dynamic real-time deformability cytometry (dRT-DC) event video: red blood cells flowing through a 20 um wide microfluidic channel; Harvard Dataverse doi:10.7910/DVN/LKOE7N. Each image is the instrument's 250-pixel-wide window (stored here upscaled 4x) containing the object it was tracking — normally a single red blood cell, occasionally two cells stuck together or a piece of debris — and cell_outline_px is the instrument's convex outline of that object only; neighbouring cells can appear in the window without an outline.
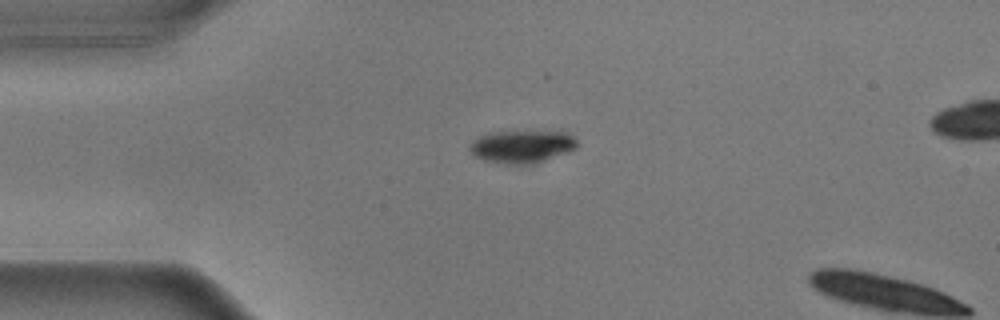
{"species": "common noctule bat (a hibernating species)", "species_latin": "Nyctalus noctula", "temperature_condition": "warm", "stored_images_in_passage": 4, "camera_frame_rate_fps": 3000, "um_per_image_px": 0.085, "animal": {"sex": "male", "body_mass_g": 17.9}, "frame": {"image": 1, "passage_image": 1, "time_ms": 0.0, "image_size_px": [1000, 320], "cell_outline_px": [[580, 144], [576, 148], [568, 152], [532, 164], [512, 164], [484, 160], [472, 156], [468, 148], [468, 144], [472, 140], [488, 132], [560, 128], [564, 128]], "centroid_in_image_um": [44.41, 12.38], "position_along_channel_um": 40.6, "area_um2": 21.68}}